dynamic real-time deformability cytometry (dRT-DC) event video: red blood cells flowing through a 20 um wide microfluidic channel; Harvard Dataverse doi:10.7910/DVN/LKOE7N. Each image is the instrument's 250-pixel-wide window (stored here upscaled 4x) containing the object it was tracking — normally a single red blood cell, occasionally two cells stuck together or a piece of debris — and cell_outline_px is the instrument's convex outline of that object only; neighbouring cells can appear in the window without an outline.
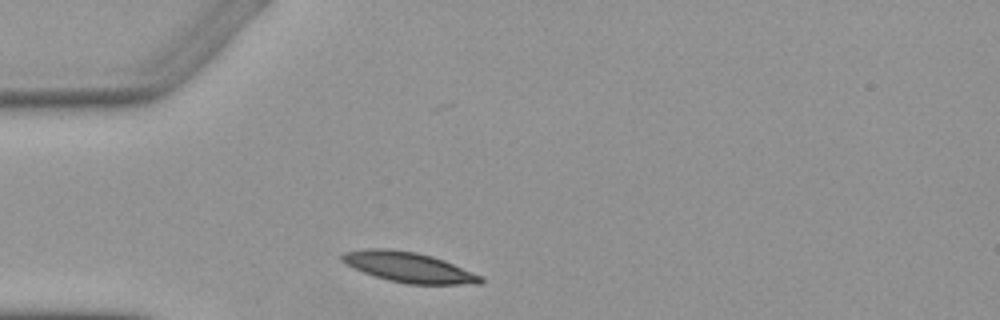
{"species": "Egyptian fruit bat (a non-hibernating species)", "species_latin": "Rousettus aegyptiacus", "temperature_condition": "warm", "stored_images_in_passage": 1, "camera_frame_rate_fps": 3000, "um_per_image_px": 0.085, "animal": {"sex": "female"}, "frame": {"image": 1, "passage_image": 1, "time_ms": 0.0, "image_size_px": [1000, 320], "cell_outline_px": [[484, 280], [480, 284], [408, 284], [388, 280], [364, 272], [340, 260], [340, 256], [344, 252], [364, 248], [384, 248], [416, 252], [432, 256], [444, 260], [484, 276]], "centroid_in_image_um": [34.78, 22.71], "position_along_channel_um": 50.2, "area_um2": 24.33}}